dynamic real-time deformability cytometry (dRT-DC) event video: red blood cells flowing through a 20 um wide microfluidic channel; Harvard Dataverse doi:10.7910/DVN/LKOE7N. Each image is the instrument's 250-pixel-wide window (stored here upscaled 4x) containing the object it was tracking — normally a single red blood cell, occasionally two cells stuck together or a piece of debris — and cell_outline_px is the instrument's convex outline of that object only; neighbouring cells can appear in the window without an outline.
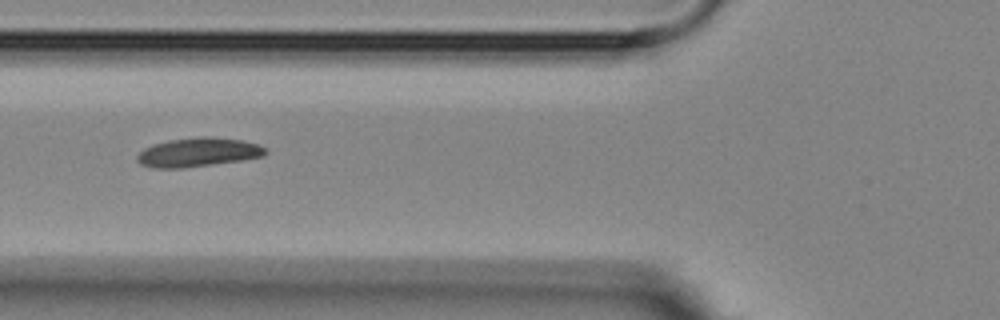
{"species": "Egyptian fruit bat (a non-hibernating species)", "species_latin": "Rousettus aegyptiacus", "temperature_condition": "room temperature", "stored_images_in_passage": 8, "camera_frame_rate_fps": 3000, "um_per_image_px": 0.085, "animal": {"sex": "female"}, "frame": {"image": 1, "passage_image": 3, "time_ms": 2.333, "image_size_px": [1000, 320], "cell_outline_px": [[268, 152], [264, 156], [240, 160], [180, 168], [156, 168], [140, 164], [136, 160], [136, 156], [144, 148], [152, 144], [168, 140], [200, 136], [212, 136], [240, 140], [260, 144]], "centroid_in_image_um": [16.82, 12.93], "position_along_channel_um": 109.0, "area_um2": 21.62}}
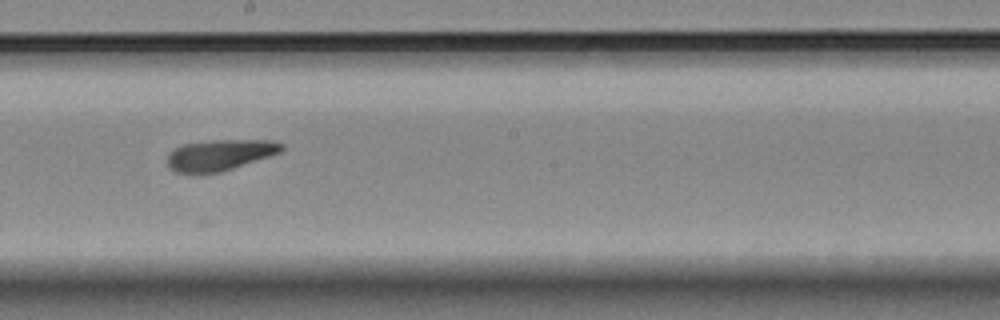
{"frame": {"image": 2, "passage_image": 6, "time_ms": 5.667, "image_size_px": [1000, 320], "cell_outline_px": [[284, 148], [280, 152], [220, 172], [176, 172], [168, 164], [168, 152], [184, 144], [212, 140], [272, 140], [284, 144]], "centroid_in_image_um": [18.71, 13.14], "position_along_channel_um": 229.5, "area_um2": 20.11}}
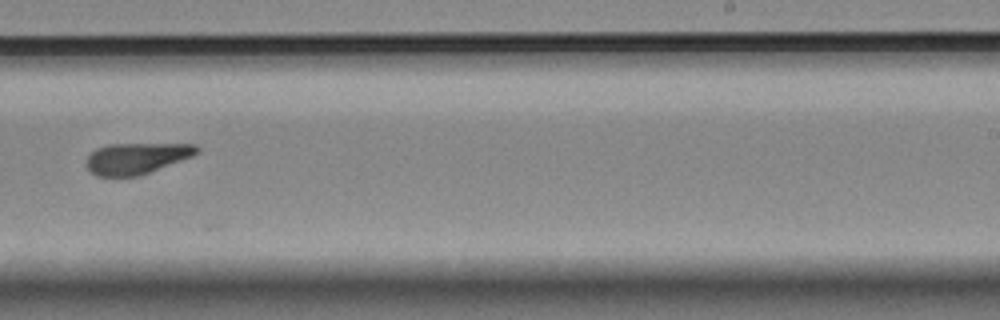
{"frame": {"image": 3, "passage_image": 7, "time_ms": 7.0, "image_size_px": [1000, 320], "cell_outline_px": [[200, 152], [192, 156], [140, 176], [96, 176], [84, 164], [88, 156], [96, 148], [108, 144], [196, 144], [200, 148]], "centroid_in_image_um": [11.6, 13.45], "position_along_channel_um": 277.4, "area_um2": 20.11}}